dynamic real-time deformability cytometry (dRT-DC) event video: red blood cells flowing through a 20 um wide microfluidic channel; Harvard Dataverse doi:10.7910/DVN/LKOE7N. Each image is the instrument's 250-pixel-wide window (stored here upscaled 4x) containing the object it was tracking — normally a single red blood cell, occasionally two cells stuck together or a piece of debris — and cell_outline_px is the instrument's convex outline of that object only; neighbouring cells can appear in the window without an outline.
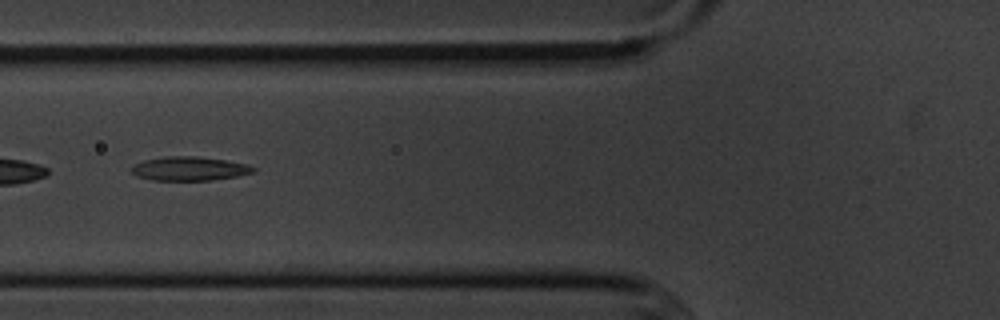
{"species": "common noctule bat (a hibernating species)", "species_latin": "Nyctalus noctula", "temperature_condition": "cold", "stored_images_in_passage": 5, "camera_frame_rate_fps": 3000, "um_per_image_px": 0.085, "animal": {"sex": "male", "body_mass_g": 20.1, "forearm_length_mm": 53.5}, "frame": {"image": 1, "passage_image": 3, "time_ms": 2.333, "image_size_px": [1000, 320], "cell_outline_px": [[256, 172], [236, 176], [212, 180], [152, 180], [136, 176], [132, 172], [132, 168], [136, 164], [144, 160], [164, 156], [196, 156], [224, 160], [248, 164], [256, 168]], "centroid_in_image_um": [16.12, 14.33], "position_along_channel_um": 109.7, "area_um2": 16.94}}
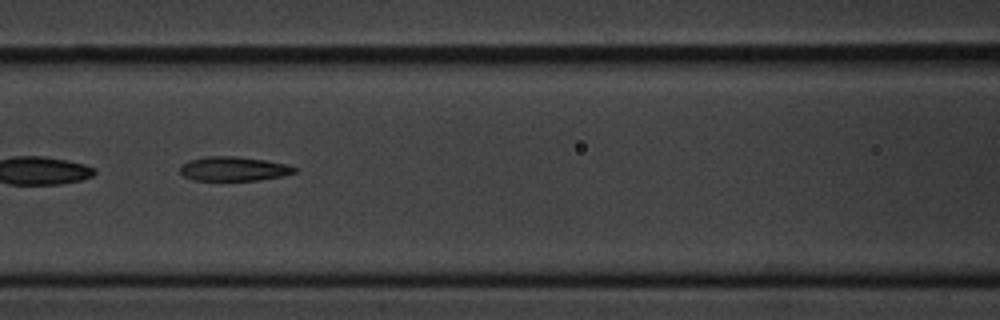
{"frame": {"image": 2, "passage_image": 4, "time_ms": 3.333, "image_size_px": [1000, 320], "cell_outline_px": [[296, 172], [280, 176], [260, 180], [192, 180], [184, 176], [180, 172], [180, 164], [188, 160], [204, 156], [236, 156], [264, 160], [288, 164], [296, 168]], "centroid_in_image_um": [19.81, 14.34], "position_along_channel_um": 146.8, "area_um2": 16.24}}
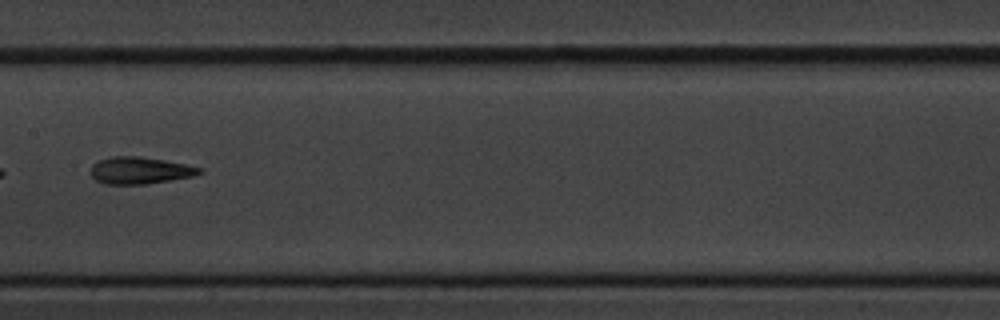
{"frame": {"image": 3, "passage_image": 5, "time_ms": 4.667, "image_size_px": [1000, 320], "cell_outline_px": [[204, 172], [192, 176], [144, 184], [104, 184], [96, 180], [88, 172], [92, 164], [100, 160], [112, 156], [140, 156], [164, 160], [204, 168]], "centroid_in_image_um": [11.86, 14.48], "position_along_channel_um": 195.5, "area_um2": 17.11}}